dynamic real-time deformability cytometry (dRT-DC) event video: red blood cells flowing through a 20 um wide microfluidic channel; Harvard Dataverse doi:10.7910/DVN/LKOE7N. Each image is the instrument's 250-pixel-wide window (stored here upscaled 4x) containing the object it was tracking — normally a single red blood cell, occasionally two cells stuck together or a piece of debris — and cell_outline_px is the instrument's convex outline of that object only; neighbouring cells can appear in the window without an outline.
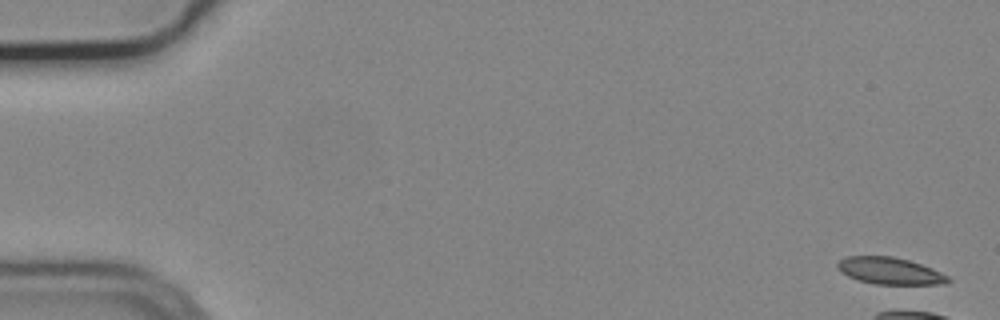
{"species": "common noctule bat (a hibernating species)", "species_latin": "Nyctalus noctula", "temperature_condition": "cold", "stored_images_in_passage": 4, "camera_frame_rate_fps": 3000, "um_per_image_px": 0.085, "animal": {"sex": "male", "body_mass_g": 19.2, "forearm_length_mm": 51.8}, "frame": {"image": 1, "passage_image": 1, "time_ms": 0.0, "image_size_px": [1000, 320], "cell_outline_px": [[952, 280], [944, 284], [876, 284], [860, 280], [848, 276], [840, 272], [836, 268], [836, 264], [844, 256], [892, 256], [908, 260], [932, 268], [948, 276]], "centroid_in_image_um": [75.61, 23.02], "position_along_channel_um": 9.4, "area_um2": 17.28}}